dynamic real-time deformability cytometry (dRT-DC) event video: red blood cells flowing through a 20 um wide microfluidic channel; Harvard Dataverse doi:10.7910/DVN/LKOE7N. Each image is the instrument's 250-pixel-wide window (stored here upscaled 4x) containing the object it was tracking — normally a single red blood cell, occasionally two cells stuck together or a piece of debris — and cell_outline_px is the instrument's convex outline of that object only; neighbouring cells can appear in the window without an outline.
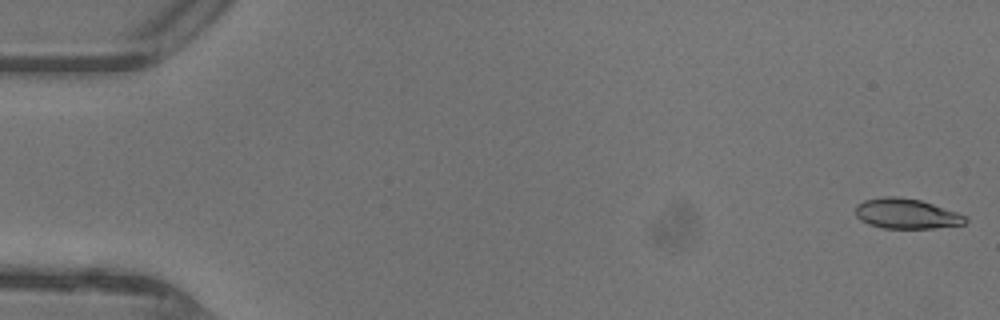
{"species": "common noctule bat (a hibernating species)", "species_latin": "Nyctalus noctula", "temperature_condition": "warm", "stored_images_in_passage": 47, "camera_frame_rate_fps": 3000, "um_per_image_px": 0.085, "animal": {"sex": "female"}, "frame": {"image": 1, "passage_image": 1, "time_ms": 0.0, "image_size_px": [1000, 320], "cell_outline_px": [[968, 220], [964, 224], [932, 228], [880, 228], [868, 224], [860, 220], [856, 216], [856, 204], [864, 200], [880, 196], [900, 196], [920, 200], [956, 212], [964, 216]], "centroid_in_image_um": [76.98, 18.15], "position_along_channel_um": 8.0, "area_um2": 19.31}}
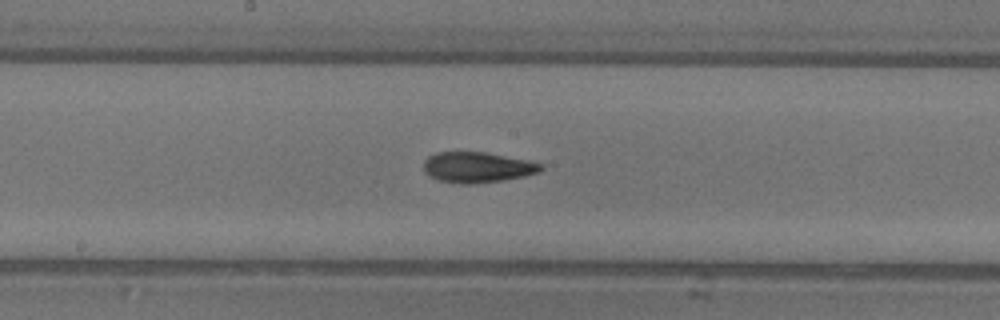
{"frame": {"image": 2, "passage_image": 25, "time_ms": 8.0, "image_size_px": [1000, 320], "cell_outline_px": [[544, 168], [540, 172], [524, 176], [504, 180], [472, 184], [460, 184], [436, 180], [428, 176], [424, 172], [424, 160], [428, 156], [436, 152], [484, 152], [528, 160], [544, 164]], "centroid_in_image_um": [40.56, 14.23], "position_along_channel_um": 207.6, "area_um2": 21.15}}
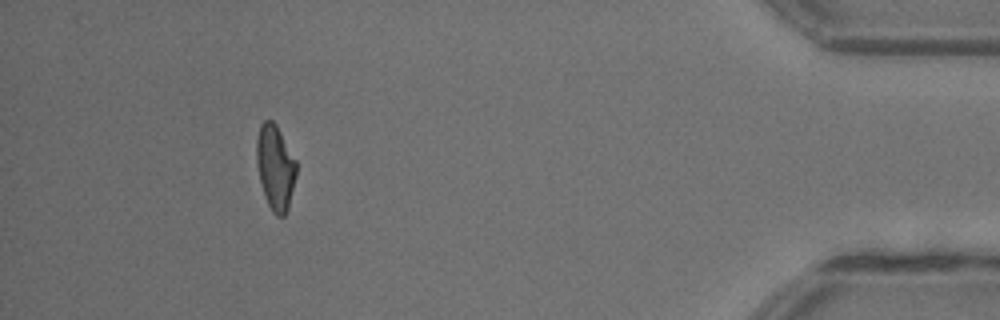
{"frame": {"image": 3, "passage_image": 43, "time_ms": 14.0, "image_size_px": [1000, 320], "cell_outline_px": [[296, 176], [288, 208], [284, 216], [276, 216], [272, 212], [264, 196], [256, 164], [256, 140], [260, 124], [264, 120], [272, 120], [276, 124], [296, 160]], "centroid_in_image_um": [23.39, 14.22], "position_along_channel_um": 411.8, "area_um2": 19.77}, "authors_computed_cell_mechanics": {"area_um2": 20.4034, "velocity_mm_per_s": 4.4382, "shape_relaxation_time_tau1_ms": 3.7346, "shape_relaxation_time_tau2_ms": 2.2068, "deformation_change_tau1": 0.1718, "deformation_change_tau2": 0.0991}}